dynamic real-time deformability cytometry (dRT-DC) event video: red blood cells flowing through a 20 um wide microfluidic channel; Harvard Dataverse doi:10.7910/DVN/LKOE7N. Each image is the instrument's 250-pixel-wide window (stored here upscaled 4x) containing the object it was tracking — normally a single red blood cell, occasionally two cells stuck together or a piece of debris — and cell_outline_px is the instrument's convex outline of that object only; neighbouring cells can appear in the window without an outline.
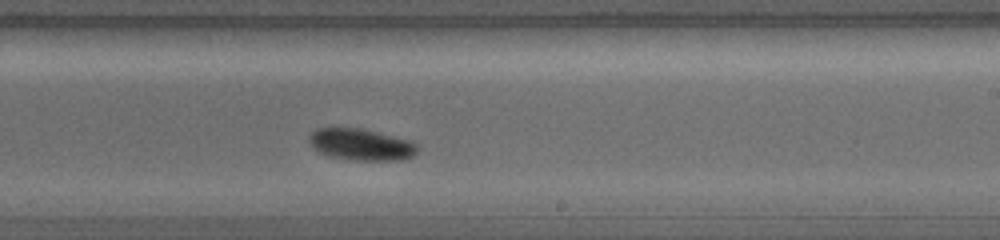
{"species": "common noctule bat (a hibernating species)", "species_latin": "Nyctalus noctula", "temperature_condition": "warm", "stored_images_in_passage": 20, "camera_frame_rate_fps": 5000, "um_per_image_px": 0.085, "animal": {"sex": "female", "body_mass_g": 19.0, "forearm_length_mm": 56.7}, "frame": {"image": 1, "passage_image": 15, "time_ms": 4.6, "image_size_px": [1000, 240], "cell_outline_px": [[420, 148], [412, 156], [404, 160], [356, 160], [328, 156], [312, 148], [308, 144], [308, 136], [316, 128], [360, 128], [412, 140]], "centroid_in_image_um": [30.69, 12.28], "position_along_channel_um": 258.3, "area_um2": 20.17}}